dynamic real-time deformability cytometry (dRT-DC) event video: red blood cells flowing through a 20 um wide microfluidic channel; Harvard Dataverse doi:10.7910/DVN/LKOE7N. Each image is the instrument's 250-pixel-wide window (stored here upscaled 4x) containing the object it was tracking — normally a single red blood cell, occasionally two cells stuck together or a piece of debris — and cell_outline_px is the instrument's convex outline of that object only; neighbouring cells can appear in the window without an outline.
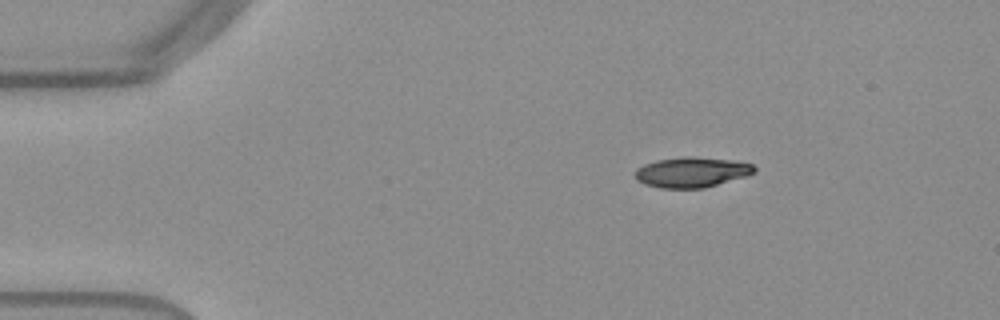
{"species": "Egyptian fruit bat (a non-hibernating species)", "species_latin": "Rousettus aegyptiacus", "temperature_condition": "warm", "stored_images_in_passage": 45, "camera_frame_rate_fps": 3000, "um_per_image_px": 0.085, "frame": {"image": 1, "passage_image": 1, "time_ms": 0.0, "image_size_px": [1000, 320], "cell_outline_px": [[756, 172], [744, 176], [704, 188], [660, 188], [644, 184], [636, 180], [636, 168], [644, 164], [656, 160], [684, 156], [696, 156], [728, 160], [752, 164], [756, 168]], "centroid_in_image_um": [58.75, 14.63], "position_along_channel_um": 26.2, "area_um2": 20.92}}
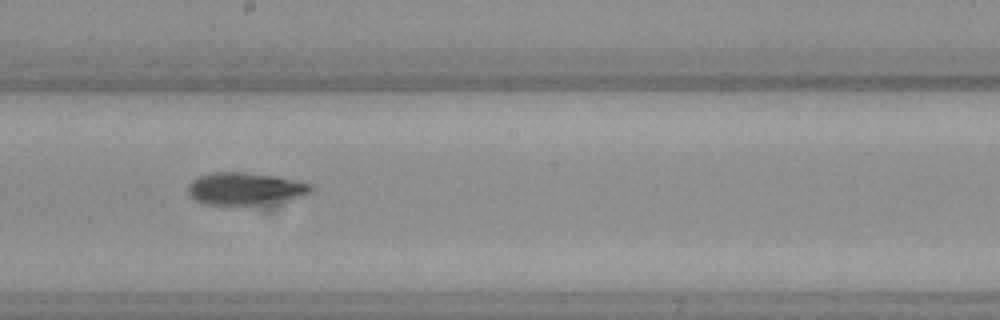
{"frame": {"image": 2, "passage_image": 22, "time_ms": 7.0, "image_size_px": [1000, 320], "cell_outline_px": [[312, 192], [300, 196], [256, 204], [204, 204], [196, 200], [188, 192], [188, 184], [192, 180], [200, 176], [212, 172], [252, 172], [276, 176], [312, 184]], "centroid_in_image_um": [20.8, 16.0], "position_along_channel_um": 227.4, "area_um2": 22.72}}
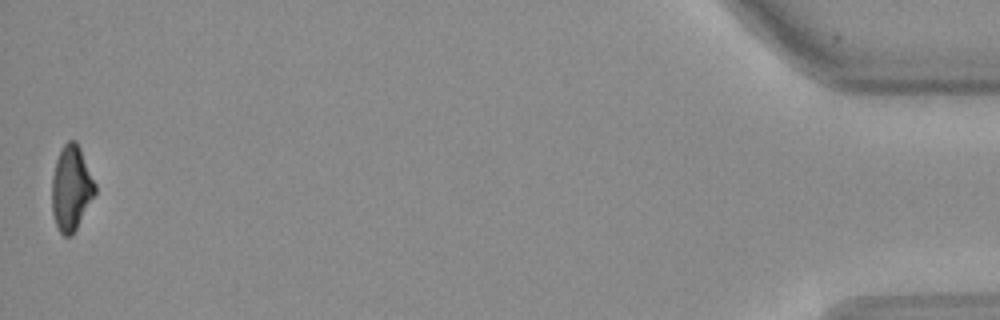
{"frame": {"image": 3, "passage_image": 45, "time_ms": 14.667, "image_size_px": [1000, 320], "cell_outline_px": [[96, 192], [72, 236], [64, 236], [60, 232], [56, 224], [52, 212], [52, 176], [56, 160], [60, 148], [68, 140], [76, 140], [80, 148], [96, 184]], "centroid_in_image_um": [6.05, 15.97], "position_along_channel_um": 429.2, "area_um2": 21.33}, "authors_computed_cell_mechanics": {"area_um2": 22.4264, "velocity_mm_per_s": 3.8543, "shape_relaxation_time_tau1_ms": 4.4891, "shape_relaxation_time_tau2_ms": 3.8338, "deformation_change_tau1": 0.1574, "deformation_change_tau2": 0.0992}}